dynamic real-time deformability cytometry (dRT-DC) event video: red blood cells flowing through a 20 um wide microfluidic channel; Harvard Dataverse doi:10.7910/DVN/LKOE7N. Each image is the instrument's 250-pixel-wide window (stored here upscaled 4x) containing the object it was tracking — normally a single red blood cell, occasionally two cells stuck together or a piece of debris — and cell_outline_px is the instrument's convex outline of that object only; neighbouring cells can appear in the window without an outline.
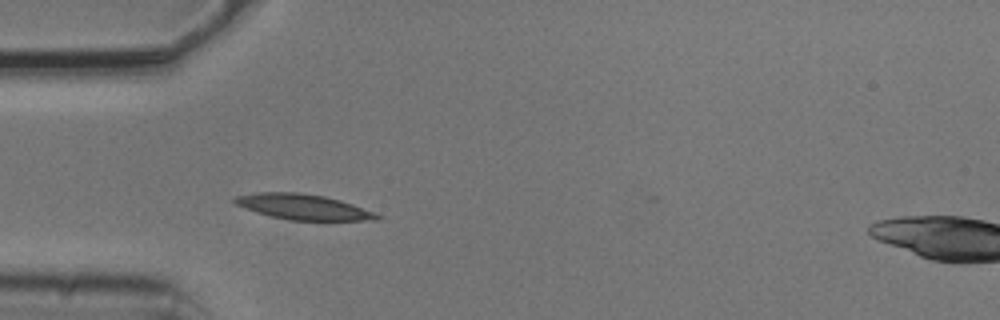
{"species": "common noctule bat (a hibernating species)", "species_latin": "Nyctalus noctula", "temperature_condition": "cold", "stored_images_in_passage": 4, "camera_frame_rate_fps": 3000, "um_per_image_px": 0.085, "animal": {"sex": "male", "body_mass_g": 20.5, "forearm_length_mm": 52.5}, "frame": {"image": 1, "passage_image": 3, "time_ms": 0.667, "image_size_px": [1000, 320], "cell_outline_px": [[384, 216], [380, 220], [288, 220], [256, 212], [244, 208], [236, 204], [232, 200], [232, 196], [260, 192], [300, 192], [324, 196], [340, 200], [352, 204]], "centroid_in_image_um": [25.76, 17.58], "position_along_channel_um": 59.2, "area_um2": 21.1}}